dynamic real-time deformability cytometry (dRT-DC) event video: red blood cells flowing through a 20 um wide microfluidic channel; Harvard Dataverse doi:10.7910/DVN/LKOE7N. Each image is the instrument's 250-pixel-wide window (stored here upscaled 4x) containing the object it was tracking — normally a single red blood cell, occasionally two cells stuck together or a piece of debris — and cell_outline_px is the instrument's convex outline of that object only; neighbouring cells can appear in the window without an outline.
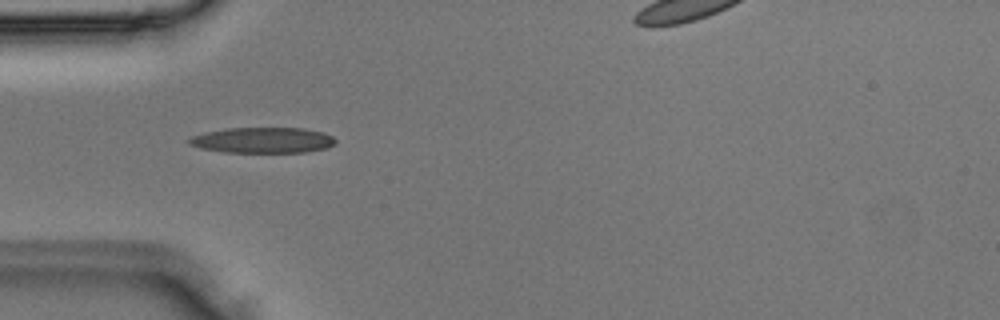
{"species": "Egyptian fruit bat (a non-hibernating species)", "species_latin": "Rousettus aegyptiacus", "temperature_condition": "room temperature", "stored_images_in_passage": 4, "camera_frame_rate_fps": 3000, "um_per_image_px": 0.085, "animal": {"sex": "male"}, "frame": {"image": 1, "passage_image": 3, "time_ms": 0.667, "image_size_px": [1000, 320], "cell_outline_px": [[336, 144], [328, 148], [304, 152], [224, 152], [200, 148], [188, 144], [188, 140], [192, 136], [224, 128], [304, 128], [324, 132], [332, 136], [336, 140]], "centroid_in_image_um": [22.37, 11.91], "position_along_channel_um": 62.6, "area_um2": 21.96}}